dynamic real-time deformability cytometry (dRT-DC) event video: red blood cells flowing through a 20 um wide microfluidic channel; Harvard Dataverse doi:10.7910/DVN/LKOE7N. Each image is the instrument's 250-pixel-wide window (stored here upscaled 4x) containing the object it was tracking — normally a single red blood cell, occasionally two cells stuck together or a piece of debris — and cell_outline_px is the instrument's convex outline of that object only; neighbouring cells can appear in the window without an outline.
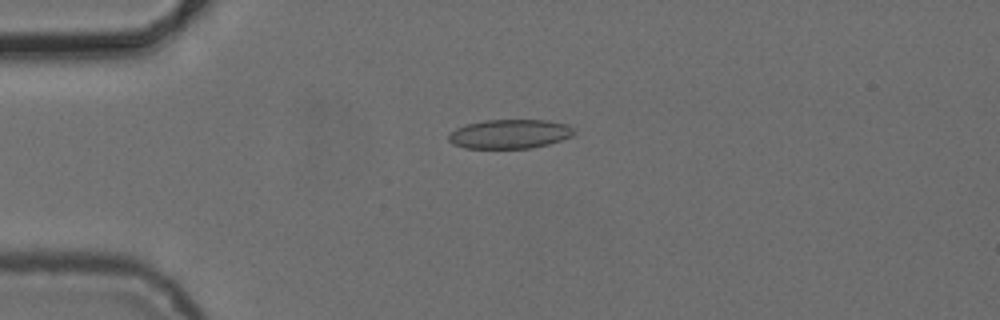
{"species": "common noctule bat (a hibernating species)", "species_latin": "Nyctalus noctula", "temperature_condition": "cold", "stored_images_in_passage": 6, "camera_frame_rate_fps": 3000, "um_per_image_px": 0.085, "animal": {"sex": "female", "body_mass_g": 24.6, "forearm_length_mm": 56.2}, "frame": {"image": 1, "passage_image": 4, "time_ms": 3.333, "image_size_px": [1000, 320], "cell_outline_px": [[576, 132], [572, 136], [548, 144], [532, 148], [464, 148], [452, 144], [448, 140], [448, 136], [456, 128], [468, 124], [484, 120], [548, 120], [568, 124]], "centroid_in_image_um": [43.34, 11.39], "position_along_channel_um": 41.7, "area_um2": 21.33}}
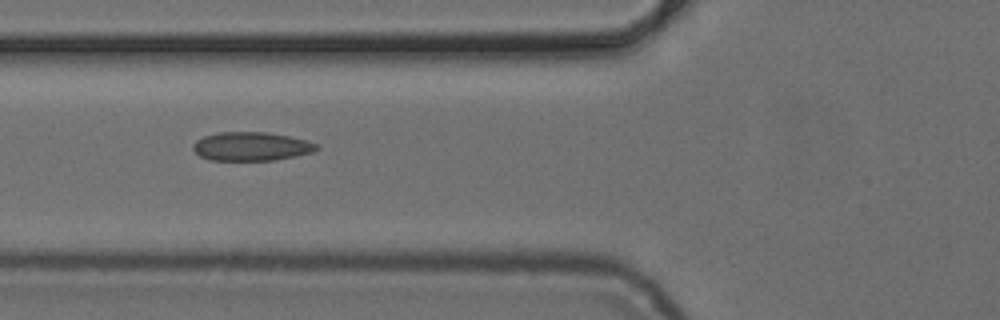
{"frame": {"image": 2, "passage_image": 6, "time_ms": 5.667, "image_size_px": [1000, 320], "cell_outline_px": [[320, 148], [312, 152], [296, 156], [276, 160], [208, 160], [200, 156], [192, 148], [192, 144], [196, 140], [204, 136], [220, 132], [264, 132], [288, 136], [308, 140], [316, 144]], "centroid_in_image_um": [21.35, 12.45], "position_along_channel_um": 104.4, "area_um2": 20.69}}